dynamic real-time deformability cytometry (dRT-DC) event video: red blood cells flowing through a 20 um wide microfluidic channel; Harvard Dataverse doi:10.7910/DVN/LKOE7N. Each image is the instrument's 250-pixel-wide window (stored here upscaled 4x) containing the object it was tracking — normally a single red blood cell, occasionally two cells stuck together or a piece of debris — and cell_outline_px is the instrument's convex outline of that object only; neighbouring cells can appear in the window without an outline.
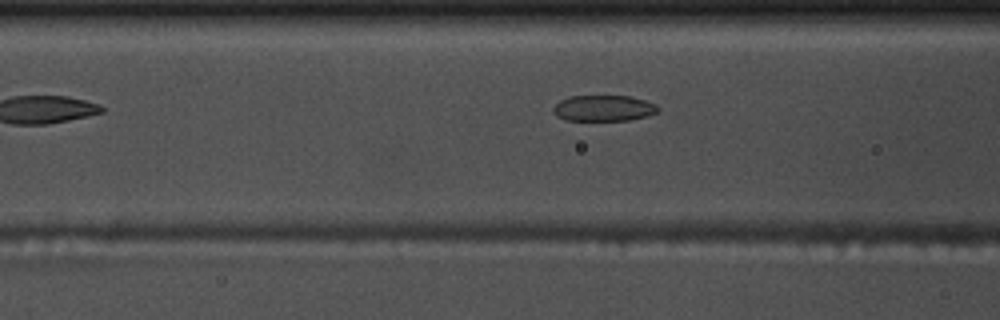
{"species": "common noctule bat (a hibernating species)", "species_latin": "Nyctalus noctula", "temperature_condition": "warm", "stored_images_in_passage": 6, "camera_frame_rate_fps": 3000, "um_per_image_px": 0.085, "animal": {"sex": "male", "body_mass_g": 17.5, "forearm_length_mm": 52.3}, "frame": {"image": 1, "passage_image": 5, "time_ms": 1.333, "image_size_px": [1000, 320], "cell_outline_px": [[660, 108], [656, 112], [648, 116], [628, 120], [564, 120], [556, 116], [552, 112], [552, 108], [560, 100], [568, 96], [632, 96], [656, 104]], "centroid_in_image_um": [51.28, 9.19], "position_along_channel_um": 115.3, "area_um2": 15.95}}